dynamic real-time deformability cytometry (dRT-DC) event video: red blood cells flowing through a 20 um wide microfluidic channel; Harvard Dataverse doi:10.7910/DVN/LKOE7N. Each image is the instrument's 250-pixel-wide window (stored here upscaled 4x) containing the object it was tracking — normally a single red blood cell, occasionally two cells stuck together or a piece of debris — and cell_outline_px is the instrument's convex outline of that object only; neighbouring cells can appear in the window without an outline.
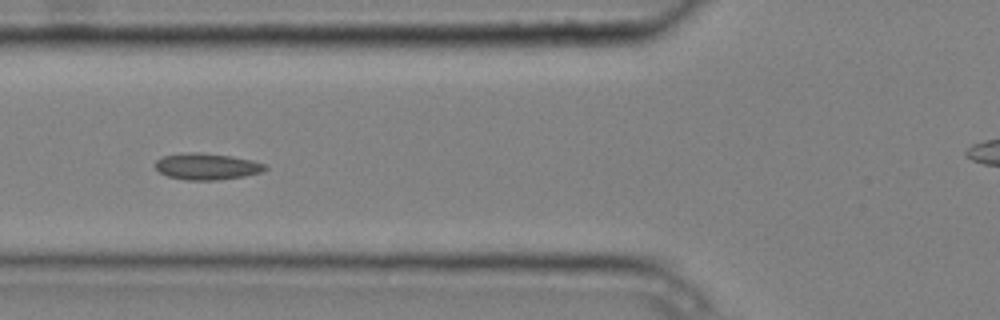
{"species": "common noctule bat (a hibernating species)", "species_latin": "Nyctalus noctula", "temperature_condition": "cold", "stored_images_in_passage": 8, "segment_of_instrument_passage": [1, 2], "camera_frame_rate_fps": 3000, "um_per_image_px": 0.085, "animal": {"sex": "male", "body_mass_g": 20.4}, "frame": {"image": 1, "passage_image": 6, "time_ms": 1.667, "image_size_px": [1000, 320], "cell_outline_px": [[268, 168], [260, 172], [244, 176], [216, 180], [188, 180], [168, 176], [160, 172], [156, 168], [156, 160], [164, 156], [184, 152], [200, 152], [232, 156], [252, 160], [264, 164]], "centroid_in_image_um": [17.58, 14.14], "position_along_channel_um": 108.2, "area_um2": 16.82}}
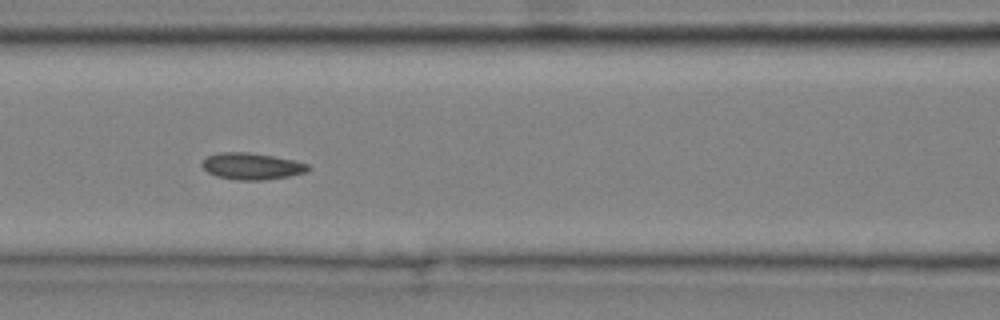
{"frame": {"image": 2, "passage_image": 7, "time_ms": 2.0, "image_size_px": [1000, 320], "cell_outline_px": [[312, 168], [308, 172], [288, 176], [264, 180], [236, 180], [216, 176], [208, 172], [200, 164], [204, 156], [220, 152], [248, 152], [296, 160], [308, 164]], "centroid_in_image_um": [21.39, 14.12], "position_along_channel_um": 145.2, "area_um2": 16.7}}